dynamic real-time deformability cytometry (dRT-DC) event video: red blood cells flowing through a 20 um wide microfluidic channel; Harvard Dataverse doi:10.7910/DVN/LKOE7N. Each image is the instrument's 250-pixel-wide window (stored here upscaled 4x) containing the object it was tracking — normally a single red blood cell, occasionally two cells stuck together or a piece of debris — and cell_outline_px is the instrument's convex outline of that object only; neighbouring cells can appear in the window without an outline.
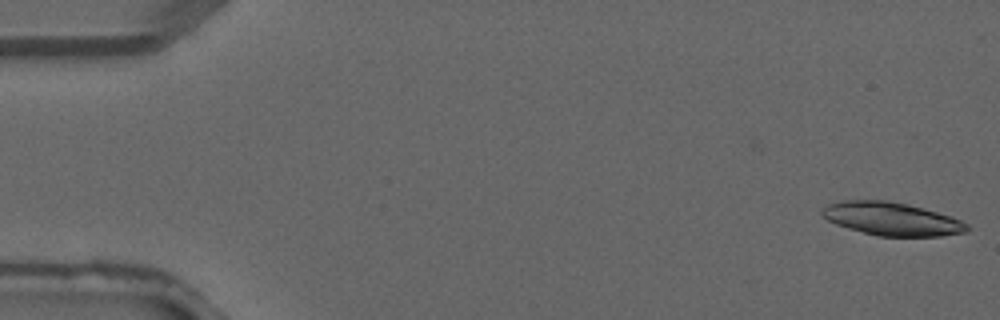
{"species": "common noctule bat (a hibernating species)", "species_latin": "Nyctalus noctula", "temperature_condition": "warm", "stored_images_in_passage": 4, "camera_frame_rate_fps": 3000, "um_per_image_px": 0.085, "animal": {"sex": "male", "forearm_length_mm": 52.5}, "frame": {"image": 1, "passage_image": 1, "time_ms": 0.0, "image_size_px": [1000, 320], "cell_outline_px": [[972, 228], [968, 232], [940, 236], [876, 236], [848, 228], [836, 224], [828, 220], [820, 212], [828, 204], [844, 200], [888, 200], [908, 204], [952, 216], [968, 224]], "centroid_in_image_um": [75.84, 18.61], "position_along_channel_um": 9.2, "area_um2": 28.09}}